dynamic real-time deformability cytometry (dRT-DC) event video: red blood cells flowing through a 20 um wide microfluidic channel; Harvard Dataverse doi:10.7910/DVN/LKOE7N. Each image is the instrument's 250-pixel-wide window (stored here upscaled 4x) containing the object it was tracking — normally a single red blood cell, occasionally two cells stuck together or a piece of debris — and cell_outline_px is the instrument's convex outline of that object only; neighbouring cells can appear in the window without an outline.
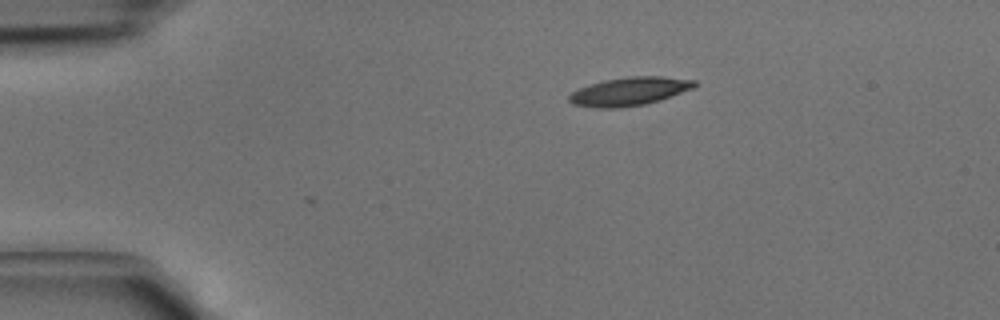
{"species": "common noctule bat (a hibernating species)", "species_latin": "Nyctalus noctula", "temperature_condition": "cold", "stored_images_in_passage": 28, "camera_frame_rate_fps": 3000, "um_per_image_px": 0.085, "animal": {"sex": "male", "body_mass_g": 15.6}, "frame": {"image": 1, "passage_image": 1, "time_ms": 0.0, "image_size_px": [1000, 320], "cell_outline_px": [[696, 84], [692, 88], [660, 100], [644, 104], [620, 108], [596, 108], [572, 104], [568, 100], [568, 96], [572, 92], [580, 88], [604, 80], [628, 76], [660, 76], [696, 80]], "centroid_in_image_um": [53.47, 7.77], "position_along_channel_um": 31.5, "area_um2": 20.58}}
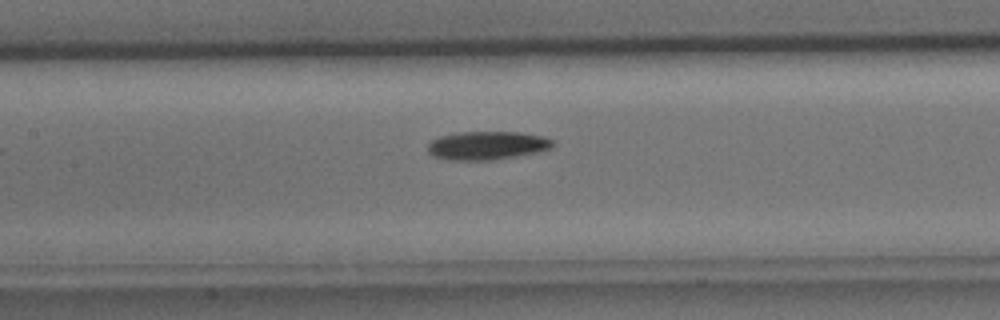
{"frame": {"image": 2, "passage_image": 13, "time_ms": 4.0, "image_size_px": [1000, 320], "cell_outline_px": [[556, 144], [552, 148], [536, 152], [516, 156], [492, 160], [448, 160], [432, 156], [428, 152], [428, 144], [432, 140], [440, 136], [456, 132], [520, 132], [544, 136], [556, 140]], "centroid_in_image_um": [41.43, 12.36], "position_along_channel_um": 166.0, "area_um2": 20.98}}
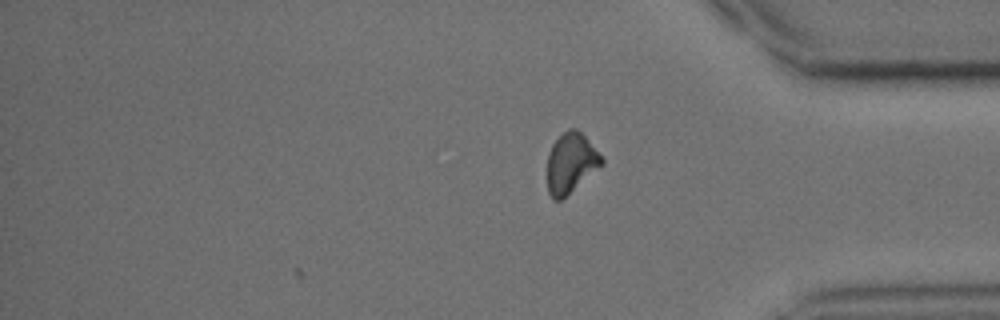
{"frame": {"image": 3, "passage_image": 28, "time_ms": 9.0, "image_size_px": [1000, 320], "cell_outline_px": [[604, 164], [560, 200], [552, 200], [548, 192], [548, 152], [552, 144], [568, 128], [576, 128], [584, 136], [604, 160]], "centroid_in_image_um": [48.51, 13.86], "position_along_channel_um": 386.7, "area_um2": 18.67}}